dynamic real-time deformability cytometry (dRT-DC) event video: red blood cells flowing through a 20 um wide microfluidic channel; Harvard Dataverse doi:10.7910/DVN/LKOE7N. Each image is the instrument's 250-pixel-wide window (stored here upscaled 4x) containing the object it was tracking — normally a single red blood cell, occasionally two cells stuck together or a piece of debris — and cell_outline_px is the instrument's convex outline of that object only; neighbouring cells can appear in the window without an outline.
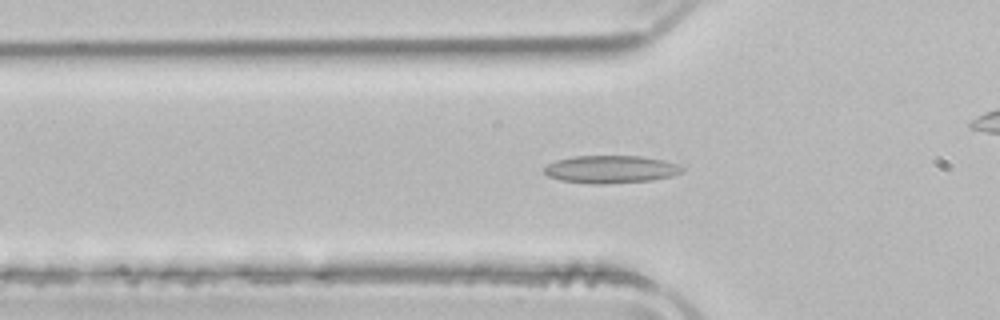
{"species": "common noctule bat (a hibernating species)", "species_latin": "Nyctalus noctula", "temperature_condition": "room temperature", "stored_images_in_passage": 26, "camera_frame_rate_fps": 3000, "um_per_image_px": 0.085, "animal": {"sex": "male", "body_mass_g": 21.5, "forearm_length_mm": 52.0}, "frame": {"image": 1, "passage_image": 10, "time_ms": 3.0, "image_size_px": [1000, 320], "cell_outline_px": [[684, 168], [680, 172], [672, 176], [652, 180], [604, 184], [592, 184], [560, 180], [548, 176], [544, 172], [544, 168], [548, 164], [556, 160], [572, 156], [644, 156], [676, 164]], "centroid_in_image_um": [51.87, 14.39], "position_along_channel_um": 73.9, "area_um2": 22.14}}
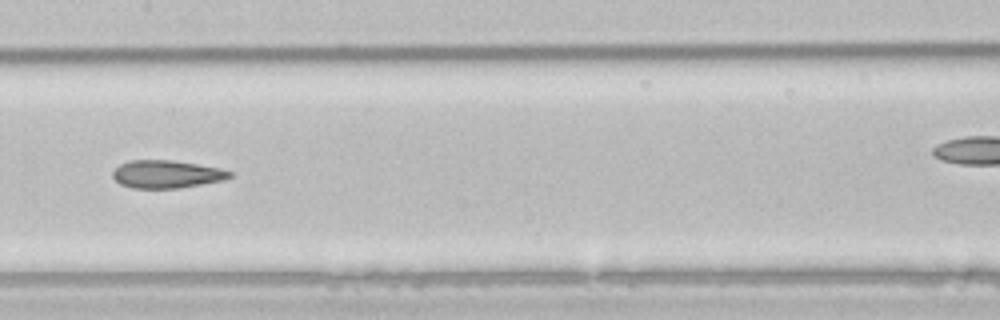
{"frame": {"image": 2, "passage_image": 19, "time_ms": 6.0, "image_size_px": [1000, 320], "cell_outline_px": [[232, 176], [224, 180], [180, 188], [132, 188], [120, 184], [112, 176], [112, 172], [120, 164], [128, 160], [172, 160], [220, 168], [232, 172]], "centroid_in_image_um": [14.15, 14.8], "position_along_channel_um": 193.3, "area_um2": 18.96}}
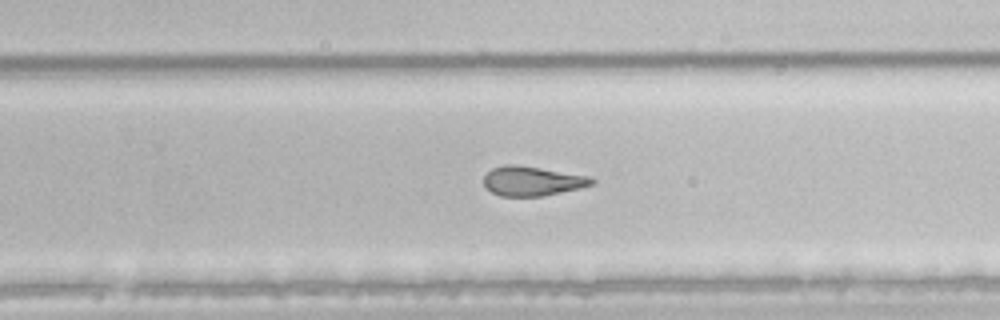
{"frame": {"image": 3, "passage_image": 26, "time_ms": 8.333, "image_size_px": [1000, 320], "cell_outline_px": [[596, 180], [592, 184], [580, 188], [544, 196], [500, 196], [492, 192], [484, 184], [484, 176], [492, 168], [504, 164], [512, 164], [540, 168], [588, 176]], "centroid_in_image_um": [45.23, 15.39], "position_along_channel_um": 284.6, "area_um2": 18.38}}